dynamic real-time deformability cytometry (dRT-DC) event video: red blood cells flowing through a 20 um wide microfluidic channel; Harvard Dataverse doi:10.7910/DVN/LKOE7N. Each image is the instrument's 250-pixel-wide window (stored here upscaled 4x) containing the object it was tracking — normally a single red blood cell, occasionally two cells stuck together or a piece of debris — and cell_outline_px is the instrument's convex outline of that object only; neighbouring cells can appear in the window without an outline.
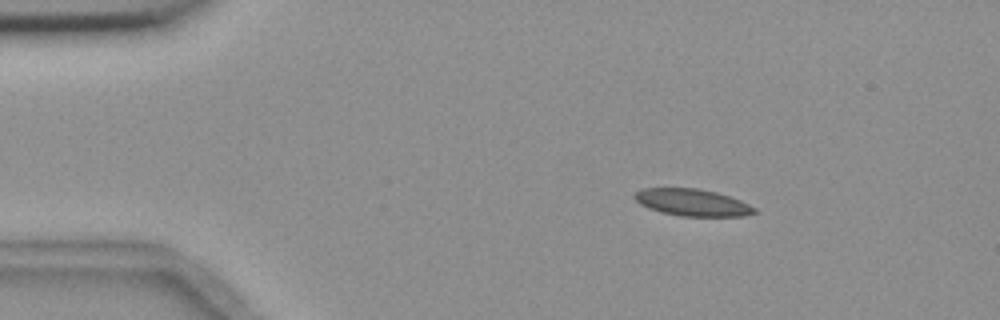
{"species": "common noctule bat (a hibernating species)", "species_latin": "Nyctalus noctula", "temperature_condition": "room temperature", "stored_images_in_passage": 2, "camera_frame_rate_fps": 3000, "um_per_image_px": 0.085, "animal": {"sex": "female", "body_mass_g": 18.4}, "frame": {"image": 1, "passage_image": 1, "time_ms": 0.0, "image_size_px": [1000, 320], "cell_outline_px": [[756, 212], [744, 216], [680, 216], [660, 212], [648, 208], [640, 204], [632, 196], [636, 192], [644, 188], [696, 188], [716, 192], [740, 200], [756, 208]], "centroid_in_image_um": [58.82, 17.21], "position_along_channel_um": 26.2, "area_um2": 18.79}}